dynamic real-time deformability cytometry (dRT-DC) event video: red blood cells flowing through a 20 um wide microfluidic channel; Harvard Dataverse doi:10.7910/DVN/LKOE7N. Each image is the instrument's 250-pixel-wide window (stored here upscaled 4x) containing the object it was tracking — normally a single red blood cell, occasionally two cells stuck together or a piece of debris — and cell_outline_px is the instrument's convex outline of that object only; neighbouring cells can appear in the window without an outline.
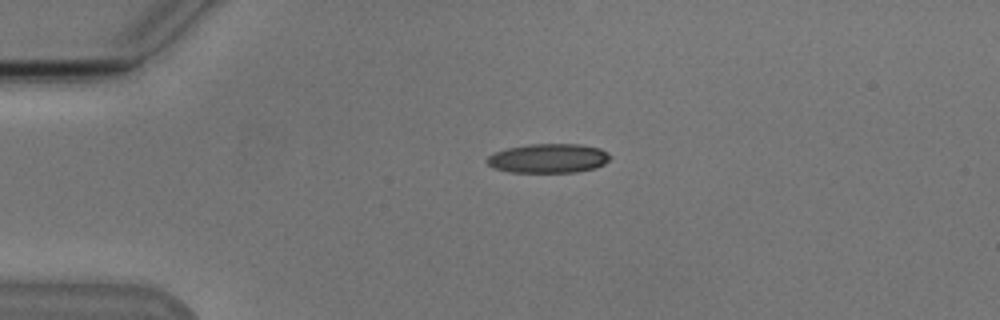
{"species": "Egyptian fruit bat (a non-hibernating species)", "species_latin": "Rousettus aegyptiacus", "temperature_condition": "cold", "stored_images_in_passage": 42, "camera_frame_rate_fps": 3000, "um_per_image_px": 0.085, "animal": {"sex": "male"}, "frame": {"image": 1, "passage_image": 1, "time_ms": 0.0, "image_size_px": [1000, 320], "cell_outline_px": [[612, 156], [604, 164], [596, 168], [576, 172], [508, 172], [492, 168], [484, 160], [488, 156], [496, 152], [508, 148], [528, 144], [580, 144], [600, 148], [608, 152]], "centroid_in_image_um": [46.61, 13.46], "position_along_channel_um": 38.4, "area_um2": 21.15}}
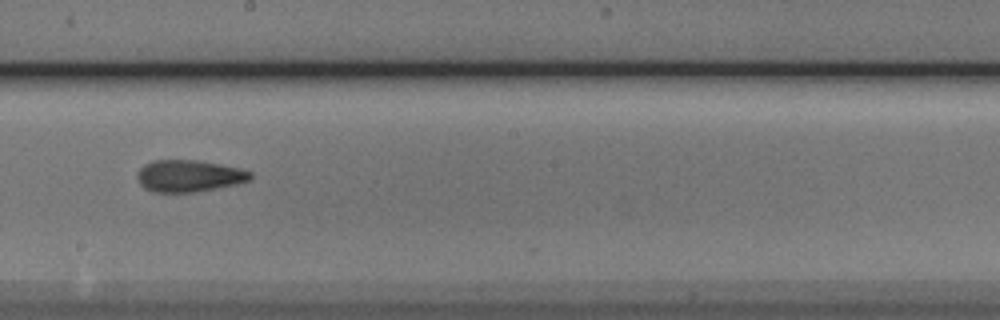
{"frame": {"image": 2, "passage_image": 19, "time_ms": 6.0, "image_size_px": [1000, 320], "cell_outline_px": [[252, 176], [248, 180], [236, 184], [196, 192], [152, 192], [144, 188], [140, 184], [136, 176], [136, 172], [144, 164], [156, 160], [196, 160], [236, 168], [252, 172]], "centroid_in_image_um": [15.99, 14.96], "position_along_channel_um": 232.2, "area_um2": 20.81}}
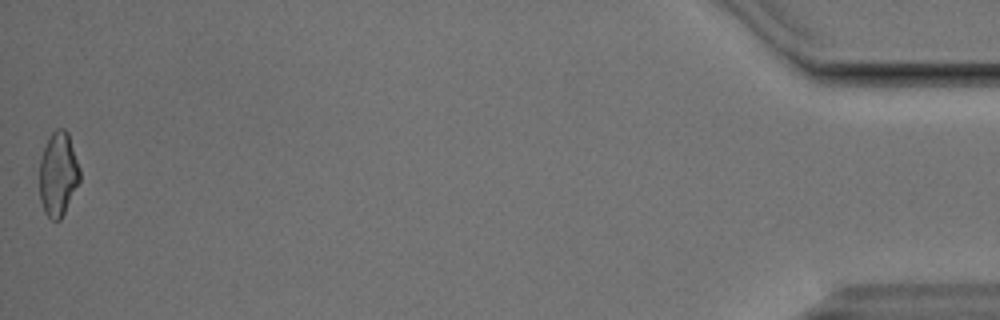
{"frame": {"image": 3, "passage_image": 42, "time_ms": 13.667, "image_size_px": [1000, 320], "cell_outline_px": [[80, 180], [60, 220], [52, 220], [44, 212], [40, 200], [40, 160], [44, 148], [52, 132], [56, 128], [64, 128], [68, 132], [80, 168]], "centroid_in_image_um": [4.95, 14.79], "position_along_channel_um": 430.3, "area_um2": 19.59}, "authors_computed_cell_mechanics": {"area_um2": 20.8369, "velocity_mm_per_s": 3.8318, "shape_relaxation_time_tau1_ms": 3.733, "shape_relaxation_time_tau2_ms": 3.1527, "deformation_change_tau1": 0.1589, "deformation_change_tau2": 0.124}}